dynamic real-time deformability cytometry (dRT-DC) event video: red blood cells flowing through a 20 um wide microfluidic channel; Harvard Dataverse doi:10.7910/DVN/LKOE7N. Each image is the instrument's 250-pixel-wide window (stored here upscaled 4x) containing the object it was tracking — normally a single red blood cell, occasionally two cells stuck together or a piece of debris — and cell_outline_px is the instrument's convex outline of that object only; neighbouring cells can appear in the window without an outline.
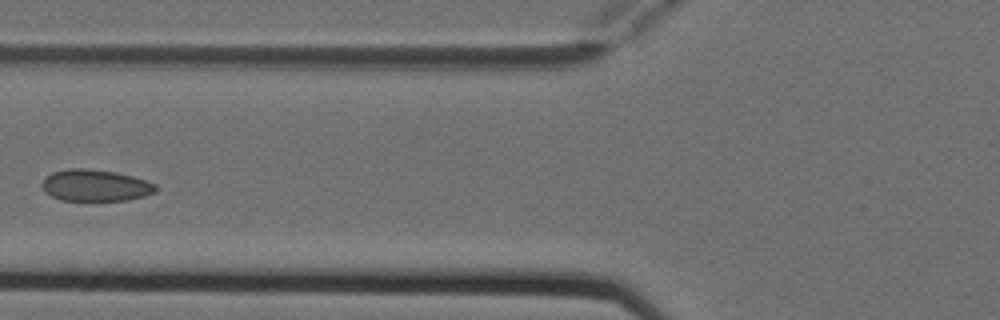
{"species": "Egyptian fruit bat (a non-hibernating species)", "species_latin": "Rousettus aegyptiacus", "temperature_condition": "cold", "stored_images_in_passage": 4, "camera_frame_rate_fps": 3000, "um_per_image_px": 0.085, "animal": {"sex": "female"}, "frame": {"image": 1, "passage_image": 3, "time_ms": 0.667, "image_size_px": [1000, 320], "cell_outline_px": [[156, 192], [144, 196], [128, 200], [60, 200], [44, 192], [40, 184], [52, 172], [68, 168], [84, 168], [116, 172], [132, 176], [156, 184]], "centroid_in_image_um": [8.09, 15.76], "position_along_channel_um": 117.7, "area_um2": 20.92}}
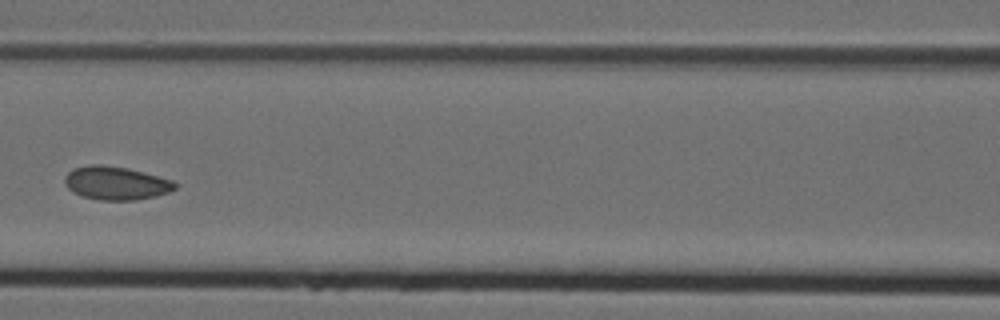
{"frame": {"image": 2, "passage_image": 4, "time_ms": 1.0, "image_size_px": [1000, 320], "cell_outline_px": [[176, 188], [168, 192], [156, 196], [136, 200], [100, 200], [80, 196], [72, 192], [64, 184], [64, 176], [72, 168], [88, 164], [100, 164], [128, 168], [172, 180], [176, 184]], "centroid_in_image_um": [9.8, 15.56], "position_along_channel_um": 156.8, "area_um2": 21.62}}